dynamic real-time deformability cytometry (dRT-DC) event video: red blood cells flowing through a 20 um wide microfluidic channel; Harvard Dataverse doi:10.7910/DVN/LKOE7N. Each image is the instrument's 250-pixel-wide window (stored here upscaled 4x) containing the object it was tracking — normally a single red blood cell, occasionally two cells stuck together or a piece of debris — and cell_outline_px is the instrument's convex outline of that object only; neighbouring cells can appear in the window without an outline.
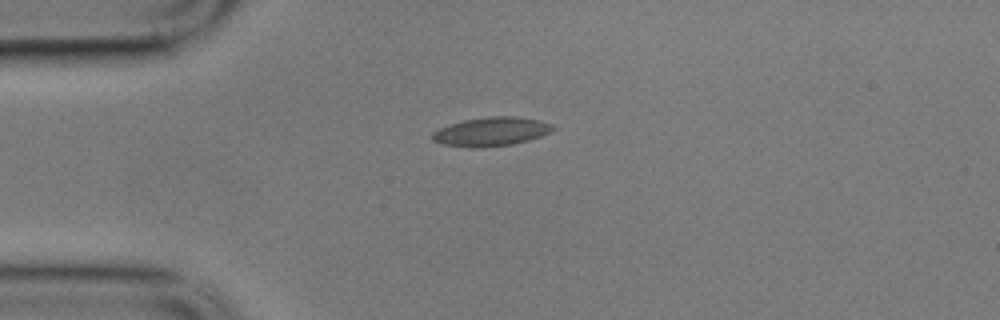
{"species": "common noctule bat (a hibernating species)", "species_latin": "Nyctalus noctula", "temperature_condition": "cold", "stored_images_in_passage": 3, "camera_frame_rate_fps": 3000, "um_per_image_px": 0.085, "animal": {"sex": "male", "body_mass_g": 17.9}, "frame": {"image": 1, "passage_image": 1, "time_ms": 0.0, "image_size_px": [1000, 320], "cell_outline_px": [[556, 128], [552, 132], [528, 140], [512, 144], [476, 148], [440, 144], [432, 140], [432, 132], [440, 128], [464, 120], [488, 116], [516, 116], [540, 120], [552, 124]], "centroid_in_image_um": [41.77, 11.18], "position_along_channel_um": 43.2, "area_um2": 20.29}}